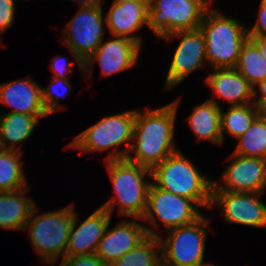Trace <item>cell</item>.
I'll list each match as a JSON object with an SVG mask.
<instances>
[{
  "instance_id": "1",
  "label": "cell",
  "mask_w": 266,
  "mask_h": 266,
  "mask_svg": "<svg viewBox=\"0 0 266 266\" xmlns=\"http://www.w3.org/2000/svg\"><path fill=\"white\" fill-rule=\"evenodd\" d=\"M179 100L146 112L136 110L133 140L126 159L152 170L178 148L174 143ZM132 152L135 155L132 156Z\"/></svg>"
},
{
  "instance_id": "2",
  "label": "cell",
  "mask_w": 266,
  "mask_h": 266,
  "mask_svg": "<svg viewBox=\"0 0 266 266\" xmlns=\"http://www.w3.org/2000/svg\"><path fill=\"white\" fill-rule=\"evenodd\" d=\"M106 167L114 188V195L103 207L111 216L117 205L118 215L142 219L147 208L148 191L152 181L151 170L127 159L108 160Z\"/></svg>"
},
{
  "instance_id": "3",
  "label": "cell",
  "mask_w": 266,
  "mask_h": 266,
  "mask_svg": "<svg viewBox=\"0 0 266 266\" xmlns=\"http://www.w3.org/2000/svg\"><path fill=\"white\" fill-rule=\"evenodd\" d=\"M152 183L167 192L193 200L209 210L213 180L204 176L180 150L151 170Z\"/></svg>"
},
{
  "instance_id": "4",
  "label": "cell",
  "mask_w": 266,
  "mask_h": 266,
  "mask_svg": "<svg viewBox=\"0 0 266 266\" xmlns=\"http://www.w3.org/2000/svg\"><path fill=\"white\" fill-rule=\"evenodd\" d=\"M199 29L205 39L208 65L213 69L235 68L241 48L249 38L248 27L210 7Z\"/></svg>"
},
{
  "instance_id": "5",
  "label": "cell",
  "mask_w": 266,
  "mask_h": 266,
  "mask_svg": "<svg viewBox=\"0 0 266 266\" xmlns=\"http://www.w3.org/2000/svg\"><path fill=\"white\" fill-rule=\"evenodd\" d=\"M74 205L69 204L60 210L38 214L34 207L24 230L29 229L30 241L39 258L53 266L61 257H66L68 238L75 216Z\"/></svg>"
},
{
  "instance_id": "6",
  "label": "cell",
  "mask_w": 266,
  "mask_h": 266,
  "mask_svg": "<svg viewBox=\"0 0 266 266\" xmlns=\"http://www.w3.org/2000/svg\"><path fill=\"white\" fill-rule=\"evenodd\" d=\"M135 116L136 109L105 116L75 136L67 148L91 153L103 152L117 146L118 150L115 148L108 153L105 161L126 159L133 143ZM122 144L127 145V148L119 149Z\"/></svg>"
},
{
  "instance_id": "7",
  "label": "cell",
  "mask_w": 266,
  "mask_h": 266,
  "mask_svg": "<svg viewBox=\"0 0 266 266\" xmlns=\"http://www.w3.org/2000/svg\"><path fill=\"white\" fill-rule=\"evenodd\" d=\"M212 0H149L148 28L157 36L199 29Z\"/></svg>"
},
{
  "instance_id": "8",
  "label": "cell",
  "mask_w": 266,
  "mask_h": 266,
  "mask_svg": "<svg viewBox=\"0 0 266 266\" xmlns=\"http://www.w3.org/2000/svg\"><path fill=\"white\" fill-rule=\"evenodd\" d=\"M209 219L168 230V238L159 236L162 266H196L204 260Z\"/></svg>"
},
{
  "instance_id": "9",
  "label": "cell",
  "mask_w": 266,
  "mask_h": 266,
  "mask_svg": "<svg viewBox=\"0 0 266 266\" xmlns=\"http://www.w3.org/2000/svg\"><path fill=\"white\" fill-rule=\"evenodd\" d=\"M201 216L199 206L193 200L164 191L151 183L147 208L141 220L153 225L152 228L145 226L147 235L159 237L155 230L159 227V221L170 230L190 224Z\"/></svg>"
},
{
  "instance_id": "10",
  "label": "cell",
  "mask_w": 266,
  "mask_h": 266,
  "mask_svg": "<svg viewBox=\"0 0 266 266\" xmlns=\"http://www.w3.org/2000/svg\"><path fill=\"white\" fill-rule=\"evenodd\" d=\"M102 6L101 4L79 7L63 32V43L82 71L83 64L96 52L104 40L106 19L103 16Z\"/></svg>"
},
{
  "instance_id": "11",
  "label": "cell",
  "mask_w": 266,
  "mask_h": 266,
  "mask_svg": "<svg viewBox=\"0 0 266 266\" xmlns=\"http://www.w3.org/2000/svg\"><path fill=\"white\" fill-rule=\"evenodd\" d=\"M176 36L181 39L169 65L164 90L179 85L189 74L202 68L203 64L208 65L205 39L200 29L175 32L162 38L169 42Z\"/></svg>"
},
{
  "instance_id": "12",
  "label": "cell",
  "mask_w": 266,
  "mask_h": 266,
  "mask_svg": "<svg viewBox=\"0 0 266 266\" xmlns=\"http://www.w3.org/2000/svg\"><path fill=\"white\" fill-rule=\"evenodd\" d=\"M262 193L212 191L210 210L222 208L228 223L248 227L266 228V204L260 200Z\"/></svg>"
},
{
  "instance_id": "13",
  "label": "cell",
  "mask_w": 266,
  "mask_h": 266,
  "mask_svg": "<svg viewBox=\"0 0 266 266\" xmlns=\"http://www.w3.org/2000/svg\"><path fill=\"white\" fill-rule=\"evenodd\" d=\"M233 158L220 181L213 180L212 191L264 193L266 190V160L232 153Z\"/></svg>"
},
{
  "instance_id": "14",
  "label": "cell",
  "mask_w": 266,
  "mask_h": 266,
  "mask_svg": "<svg viewBox=\"0 0 266 266\" xmlns=\"http://www.w3.org/2000/svg\"><path fill=\"white\" fill-rule=\"evenodd\" d=\"M111 37L112 39L105 43L103 40L96 52L83 64L86 78L92 77L91 71L96 61L102 70V76L125 71L137 64L141 46L128 38Z\"/></svg>"
},
{
  "instance_id": "15",
  "label": "cell",
  "mask_w": 266,
  "mask_h": 266,
  "mask_svg": "<svg viewBox=\"0 0 266 266\" xmlns=\"http://www.w3.org/2000/svg\"><path fill=\"white\" fill-rule=\"evenodd\" d=\"M137 220L139 221L140 219L124 220L110 229L111 220L108 223L96 250V254L107 266L135 248L148 236L145 225L138 223Z\"/></svg>"
},
{
  "instance_id": "16",
  "label": "cell",
  "mask_w": 266,
  "mask_h": 266,
  "mask_svg": "<svg viewBox=\"0 0 266 266\" xmlns=\"http://www.w3.org/2000/svg\"><path fill=\"white\" fill-rule=\"evenodd\" d=\"M149 0L112 3L105 19L111 36L131 39L141 46L142 38L133 34L143 25L148 27Z\"/></svg>"
},
{
  "instance_id": "17",
  "label": "cell",
  "mask_w": 266,
  "mask_h": 266,
  "mask_svg": "<svg viewBox=\"0 0 266 266\" xmlns=\"http://www.w3.org/2000/svg\"><path fill=\"white\" fill-rule=\"evenodd\" d=\"M111 217L103 207H99L76 228L78 216L75 211L68 238L66 256H82L96 253Z\"/></svg>"
},
{
  "instance_id": "18",
  "label": "cell",
  "mask_w": 266,
  "mask_h": 266,
  "mask_svg": "<svg viewBox=\"0 0 266 266\" xmlns=\"http://www.w3.org/2000/svg\"><path fill=\"white\" fill-rule=\"evenodd\" d=\"M41 89L31 77L0 84V103L11 107L12 113L48 116L42 103Z\"/></svg>"
},
{
  "instance_id": "19",
  "label": "cell",
  "mask_w": 266,
  "mask_h": 266,
  "mask_svg": "<svg viewBox=\"0 0 266 266\" xmlns=\"http://www.w3.org/2000/svg\"><path fill=\"white\" fill-rule=\"evenodd\" d=\"M206 85L230 106L253 103V87L235 68H216L210 71Z\"/></svg>"
},
{
  "instance_id": "20",
  "label": "cell",
  "mask_w": 266,
  "mask_h": 266,
  "mask_svg": "<svg viewBox=\"0 0 266 266\" xmlns=\"http://www.w3.org/2000/svg\"><path fill=\"white\" fill-rule=\"evenodd\" d=\"M216 98L212 97L200 105H196L187 121L198 140L221 145V106Z\"/></svg>"
},
{
  "instance_id": "21",
  "label": "cell",
  "mask_w": 266,
  "mask_h": 266,
  "mask_svg": "<svg viewBox=\"0 0 266 266\" xmlns=\"http://www.w3.org/2000/svg\"><path fill=\"white\" fill-rule=\"evenodd\" d=\"M29 190L0 192V228L7 230H24L25 224L36 206L35 202L26 197Z\"/></svg>"
},
{
  "instance_id": "22",
  "label": "cell",
  "mask_w": 266,
  "mask_h": 266,
  "mask_svg": "<svg viewBox=\"0 0 266 266\" xmlns=\"http://www.w3.org/2000/svg\"><path fill=\"white\" fill-rule=\"evenodd\" d=\"M45 116H34L21 113H0V139L3 149L21 151L16 144L22 143L30 138L40 118ZM10 143V145H8ZM8 145V146H7Z\"/></svg>"
},
{
  "instance_id": "23",
  "label": "cell",
  "mask_w": 266,
  "mask_h": 266,
  "mask_svg": "<svg viewBox=\"0 0 266 266\" xmlns=\"http://www.w3.org/2000/svg\"><path fill=\"white\" fill-rule=\"evenodd\" d=\"M237 141L233 153L266 160V114L261 112Z\"/></svg>"
},
{
  "instance_id": "24",
  "label": "cell",
  "mask_w": 266,
  "mask_h": 266,
  "mask_svg": "<svg viewBox=\"0 0 266 266\" xmlns=\"http://www.w3.org/2000/svg\"><path fill=\"white\" fill-rule=\"evenodd\" d=\"M22 151L3 149L0 151V192L29 187L21 161Z\"/></svg>"
},
{
  "instance_id": "25",
  "label": "cell",
  "mask_w": 266,
  "mask_h": 266,
  "mask_svg": "<svg viewBox=\"0 0 266 266\" xmlns=\"http://www.w3.org/2000/svg\"><path fill=\"white\" fill-rule=\"evenodd\" d=\"M262 112L254 103L230 106L227 112H223L221 108V134L225 137V132L228 135L238 139L243 135L254 119Z\"/></svg>"
},
{
  "instance_id": "26",
  "label": "cell",
  "mask_w": 266,
  "mask_h": 266,
  "mask_svg": "<svg viewBox=\"0 0 266 266\" xmlns=\"http://www.w3.org/2000/svg\"><path fill=\"white\" fill-rule=\"evenodd\" d=\"M235 69L253 88L266 79V61L259 47L250 38L241 48Z\"/></svg>"
},
{
  "instance_id": "27",
  "label": "cell",
  "mask_w": 266,
  "mask_h": 266,
  "mask_svg": "<svg viewBox=\"0 0 266 266\" xmlns=\"http://www.w3.org/2000/svg\"><path fill=\"white\" fill-rule=\"evenodd\" d=\"M109 266H162L159 238L148 235Z\"/></svg>"
},
{
  "instance_id": "28",
  "label": "cell",
  "mask_w": 266,
  "mask_h": 266,
  "mask_svg": "<svg viewBox=\"0 0 266 266\" xmlns=\"http://www.w3.org/2000/svg\"><path fill=\"white\" fill-rule=\"evenodd\" d=\"M71 89L70 80L52 77L48 88H42V103L48 116L62 108L59 98L66 97Z\"/></svg>"
},
{
  "instance_id": "29",
  "label": "cell",
  "mask_w": 266,
  "mask_h": 266,
  "mask_svg": "<svg viewBox=\"0 0 266 266\" xmlns=\"http://www.w3.org/2000/svg\"><path fill=\"white\" fill-rule=\"evenodd\" d=\"M59 263V266H107L96 253L82 256H66Z\"/></svg>"
},
{
  "instance_id": "30",
  "label": "cell",
  "mask_w": 266,
  "mask_h": 266,
  "mask_svg": "<svg viewBox=\"0 0 266 266\" xmlns=\"http://www.w3.org/2000/svg\"><path fill=\"white\" fill-rule=\"evenodd\" d=\"M16 0H0V34L12 26L15 17ZM1 42V41H0Z\"/></svg>"
},
{
  "instance_id": "31",
  "label": "cell",
  "mask_w": 266,
  "mask_h": 266,
  "mask_svg": "<svg viewBox=\"0 0 266 266\" xmlns=\"http://www.w3.org/2000/svg\"><path fill=\"white\" fill-rule=\"evenodd\" d=\"M247 32L249 37L266 36V0H261L257 20Z\"/></svg>"
},
{
  "instance_id": "32",
  "label": "cell",
  "mask_w": 266,
  "mask_h": 266,
  "mask_svg": "<svg viewBox=\"0 0 266 266\" xmlns=\"http://www.w3.org/2000/svg\"><path fill=\"white\" fill-rule=\"evenodd\" d=\"M72 65L73 63H70L65 57L55 56L50 63V69L54 73L53 77L69 79L67 76L69 75L70 71H74L71 68Z\"/></svg>"
},
{
  "instance_id": "33",
  "label": "cell",
  "mask_w": 266,
  "mask_h": 266,
  "mask_svg": "<svg viewBox=\"0 0 266 266\" xmlns=\"http://www.w3.org/2000/svg\"><path fill=\"white\" fill-rule=\"evenodd\" d=\"M253 103L261 110L266 106V79L254 86Z\"/></svg>"
},
{
  "instance_id": "34",
  "label": "cell",
  "mask_w": 266,
  "mask_h": 266,
  "mask_svg": "<svg viewBox=\"0 0 266 266\" xmlns=\"http://www.w3.org/2000/svg\"><path fill=\"white\" fill-rule=\"evenodd\" d=\"M260 49L265 61H266V36L261 37H249Z\"/></svg>"
},
{
  "instance_id": "35",
  "label": "cell",
  "mask_w": 266,
  "mask_h": 266,
  "mask_svg": "<svg viewBox=\"0 0 266 266\" xmlns=\"http://www.w3.org/2000/svg\"><path fill=\"white\" fill-rule=\"evenodd\" d=\"M78 2L80 7L82 6H97L101 5V0H72Z\"/></svg>"
},
{
  "instance_id": "36",
  "label": "cell",
  "mask_w": 266,
  "mask_h": 266,
  "mask_svg": "<svg viewBox=\"0 0 266 266\" xmlns=\"http://www.w3.org/2000/svg\"><path fill=\"white\" fill-rule=\"evenodd\" d=\"M196 266H215L213 263H205L204 260L199 262Z\"/></svg>"
},
{
  "instance_id": "37",
  "label": "cell",
  "mask_w": 266,
  "mask_h": 266,
  "mask_svg": "<svg viewBox=\"0 0 266 266\" xmlns=\"http://www.w3.org/2000/svg\"><path fill=\"white\" fill-rule=\"evenodd\" d=\"M127 1H133V0H113L112 3H122V2H127ZM102 3V0H101Z\"/></svg>"
},
{
  "instance_id": "38",
  "label": "cell",
  "mask_w": 266,
  "mask_h": 266,
  "mask_svg": "<svg viewBox=\"0 0 266 266\" xmlns=\"http://www.w3.org/2000/svg\"><path fill=\"white\" fill-rule=\"evenodd\" d=\"M3 150V146H2V143H1V139H0V151Z\"/></svg>"
},
{
  "instance_id": "39",
  "label": "cell",
  "mask_w": 266,
  "mask_h": 266,
  "mask_svg": "<svg viewBox=\"0 0 266 266\" xmlns=\"http://www.w3.org/2000/svg\"><path fill=\"white\" fill-rule=\"evenodd\" d=\"M262 112L266 114V106L262 109Z\"/></svg>"
}]
</instances>
